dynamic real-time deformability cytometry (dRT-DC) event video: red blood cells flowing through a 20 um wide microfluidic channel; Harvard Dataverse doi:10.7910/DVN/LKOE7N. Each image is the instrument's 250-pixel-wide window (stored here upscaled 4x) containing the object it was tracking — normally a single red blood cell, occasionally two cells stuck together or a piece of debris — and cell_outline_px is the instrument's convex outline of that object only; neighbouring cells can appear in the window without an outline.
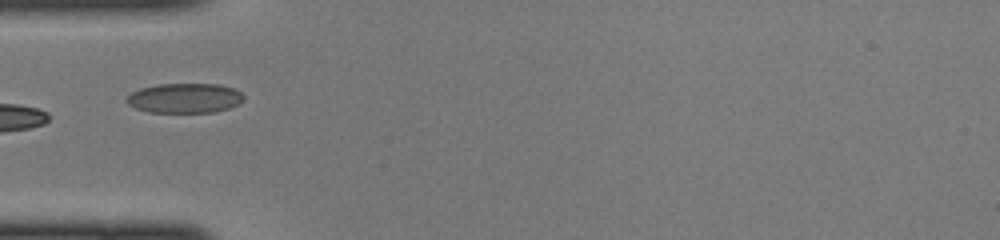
{"species": "common noctule bat (a hibernating species)", "species_latin": "Nyctalus noctula", "temperature_condition": "cold", "stored_images_in_passage": 33, "camera_frame_rate_fps": 3000, "um_per_image_px": 0.085, "animal": {"sex": "female", "body_mass_g": 22.0, "forearm_length_mm": 56.7}, "frame": {"image": 1, "passage_image": 1, "time_ms": 0.0, "image_size_px": [1000, 240], "cell_outline_px": [[244, 100], [228, 108], [216, 112], [148, 112], [136, 108], [128, 104], [124, 100], [132, 92], [140, 88], [156, 84], [220, 84], [232, 88], [240, 92], [244, 96]], "centroid_in_image_um": [15.68, 8.33], "position_along_channel_um": 69.3, "area_um2": 20.29}}